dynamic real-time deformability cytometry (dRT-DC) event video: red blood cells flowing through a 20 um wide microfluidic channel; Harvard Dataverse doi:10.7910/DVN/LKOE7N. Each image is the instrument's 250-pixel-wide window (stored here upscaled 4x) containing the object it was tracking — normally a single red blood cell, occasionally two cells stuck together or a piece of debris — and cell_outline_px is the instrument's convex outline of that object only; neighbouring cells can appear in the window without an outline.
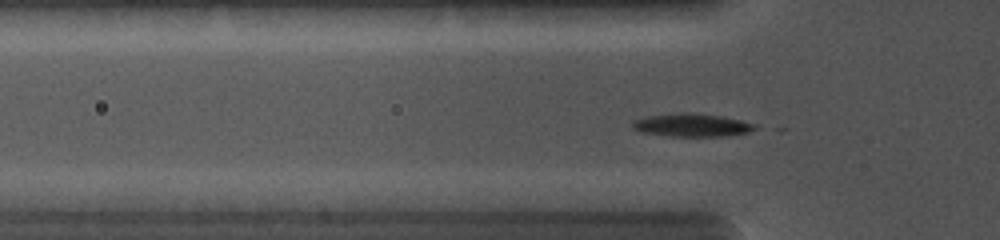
{"species": "common noctule bat (a hibernating species)", "species_latin": "Nyctalus noctula", "temperature_condition": "cold", "stored_images_in_passage": 24, "camera_frame_rate_fps": 5000, "um_per_image_px": 0.085, "animal": {"sex": "female", "body_mass_g": 19.0, "forearm_length_mm": 56.7}, "frame": {"image": 1, "passage_image": 7, "time_ms": 1.0, "image_size_px": [1000, 240], "cell_outline_px": [[760, 128], [748, 132], [724, 136], [672, 136], [644, 132], [632, 128], [632, 120], [648, 116], [680, 112], [692, 112], [720, 116], [740, 120], [756, 124]], "centroid_in_image_um": [58.83, 10.62], "position_along_channel_um": 67.0, "area_um2": 16.42}}